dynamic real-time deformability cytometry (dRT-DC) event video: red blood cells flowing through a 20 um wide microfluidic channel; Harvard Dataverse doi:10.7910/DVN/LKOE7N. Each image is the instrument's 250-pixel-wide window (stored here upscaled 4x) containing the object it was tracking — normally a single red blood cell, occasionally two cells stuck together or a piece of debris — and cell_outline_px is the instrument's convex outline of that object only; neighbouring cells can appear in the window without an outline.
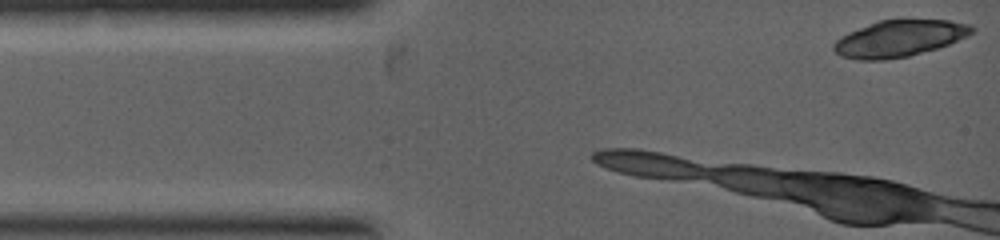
{"species": "common noctule bat (a hibernating species)", "species_latin": "Nyctalus noctula", "temperature_condition": "warm", "stored_images_in_passage": 10, "camera_frame_rate_fps": 5000, "um_per_image_px": 0.085, "animal": {"sex": "female", "body_mass_g": 19.0, "forearm_length_mm": 53.3}, "frame": {"image": 1, "passage_image": 1, "time_ms": 0.0, "image_size_px": [1000, 240], "cell_outline_px": [[976, 28], [968, 36], [948, 44], [936, 48], [908, 56], [884, 60], [856, 60], [840, 56], [832, 48], [832, 44], [836, 40], [848, 32], [880, 20], [948, 20], [972, 24]], "centroid_in_image_um": [76.43, 3.27], "position_along_channel_um": 8.6, "area_um2": 29.3}}
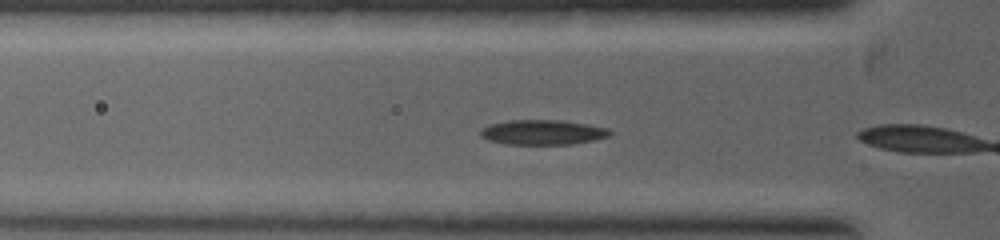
{"frame": {"image": 2, "passage_image": 9, "time_ms": 1.0, "image_size_px": [1000, 240], "cell_outline_px": [[612, 132], [608, 136], [592, 140], [572, 144], [508, 144], [488, 140], [480, 136], [480, 132], [484, 128], [492, 124], [508, 120], [564, 120], [608, 128]], "centroid_in_image_um": [46.13, 11.24], "position_along_channel_um": 79.7, "area_um2": 18.55}}